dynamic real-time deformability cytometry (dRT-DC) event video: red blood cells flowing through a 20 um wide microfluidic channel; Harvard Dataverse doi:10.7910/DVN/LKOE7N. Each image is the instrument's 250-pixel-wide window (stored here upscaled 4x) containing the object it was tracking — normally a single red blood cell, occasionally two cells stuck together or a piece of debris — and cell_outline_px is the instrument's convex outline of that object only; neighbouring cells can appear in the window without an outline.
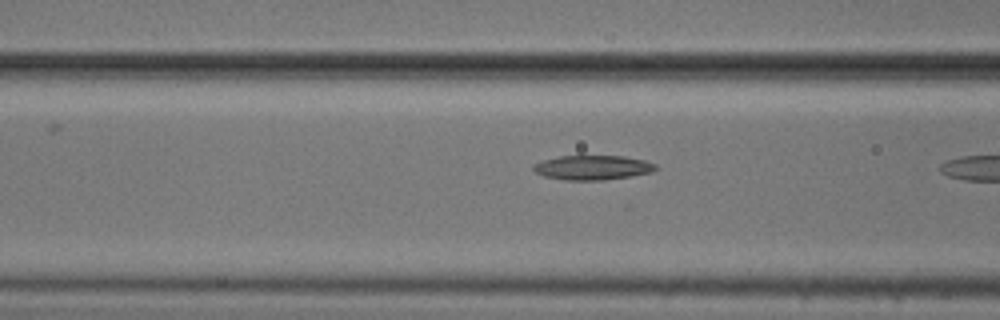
{"species": "common noctule bat (a hibernating species)", "species_latin": "Nyctalus noctula", "temperature_condition": "cold", "stored_images_in_passage": 10, "camera_frame_rate_fps": 3000, "um_per_image_px": 0.085, "animal": {"sex": "male", "body_mass_g": 20.5, "forearm_length_mm": 52.5}, "frame": {"image": 1, "passage_image": 9, "time_ms": 2.667, "image_size_px": [1000, 320], "cell_outline_px": [[656, 168], [652, 172], [632, 176], [604, 180], [564, 180], [544, 176], [536, 172], [532, 168], [532, 164], [544, 160], [560, 156], [624, 156], [644, 160], [656, 164]], "centroid_in_image_um": [50.37, 14.24], "position_along_channel_um": 116.2, "area_um2": 17.46}}